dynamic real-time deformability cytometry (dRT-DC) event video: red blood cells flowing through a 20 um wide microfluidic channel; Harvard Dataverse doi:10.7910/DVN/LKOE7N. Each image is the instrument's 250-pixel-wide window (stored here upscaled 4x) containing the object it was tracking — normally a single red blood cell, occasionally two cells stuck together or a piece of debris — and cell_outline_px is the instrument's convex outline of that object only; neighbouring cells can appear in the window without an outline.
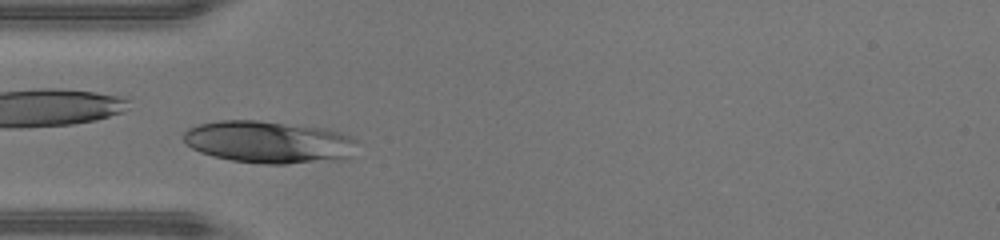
{"species": "human", "species_latin": "Homo sapiens", "temperature_condition": "warm", "stored_images_in_passage": 28, "camera_frame_rate_fps": 3000, "um_per_image_px": 0.085, "donor": {"sex": "male"}, "frame": {"image": 1, "passage_image": 5, "time_ms": 1.333, "image_size_px": [1000, 240], "cell_outline_px": [[360, 140], [352, 156], [344, 160], [284, 164], [264, 164], [232, 160], [212, 156], [200, 152], [184, 144], [184, 132], [188, 128], [196, 124], [220, 120], [256, 120], [332, 128]], "centroid_in_image_um": [22.93, 12.07], "position_along_channel_um": 62.1, "area_um2": 43.75}}
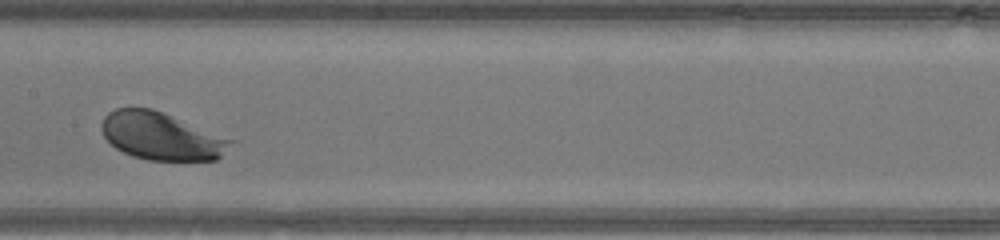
{"frame": {"image": 2, "passage_image": 14, "time_ms": 4.333, "image_size_px": [1000, 240], "cell_outline_px": [[240, 140], [216, 160], [148, 160], [132, 156], [116, 148], [104, 136], [100, 128], [100, 124], [104, 116], [108, 112], [116, 108], [152, 108], [164, 112]], "centroid_in_image_um": [13.81, 11.56], "position_along_channel_um": 193.6, "area_um2": 36.65}}
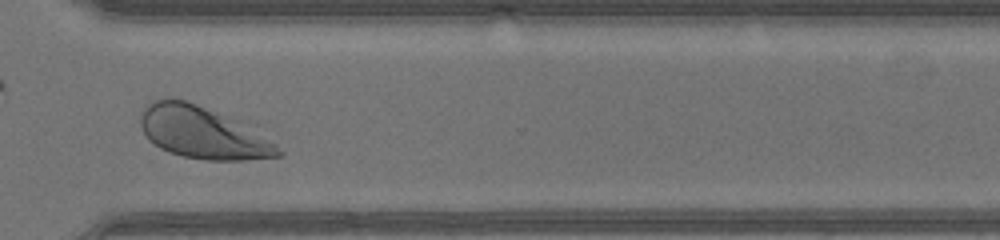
{"frame": {"image": 3, "passage_image": 25, "time_ms": 8.0, "image_size_px": [1000, 240], "cell_outline_px": [[284, 156], [244, 160], [204, 160], [184, 156], [168, 152], [160, 148], [148, 140], [140, 124], [140, 116], [148, 100], [172, 96], [256, 124], [284, 152]], "centroid_in_image_um": [17.32, 11.24], "position_along_channel_um": 353.3, "area_um2": 43.41}, "authors_computed_cell_mechanics": {"area_um2": 38.6104, "velocity_mm_per_s": 4.363, "shape_relaxation_time_tau1_ms": 0.9527, "shape_relaxation_time_tau2_ms": null, "deformation_change_tau1": 0.1178, "deformation_change_tau2": null}}